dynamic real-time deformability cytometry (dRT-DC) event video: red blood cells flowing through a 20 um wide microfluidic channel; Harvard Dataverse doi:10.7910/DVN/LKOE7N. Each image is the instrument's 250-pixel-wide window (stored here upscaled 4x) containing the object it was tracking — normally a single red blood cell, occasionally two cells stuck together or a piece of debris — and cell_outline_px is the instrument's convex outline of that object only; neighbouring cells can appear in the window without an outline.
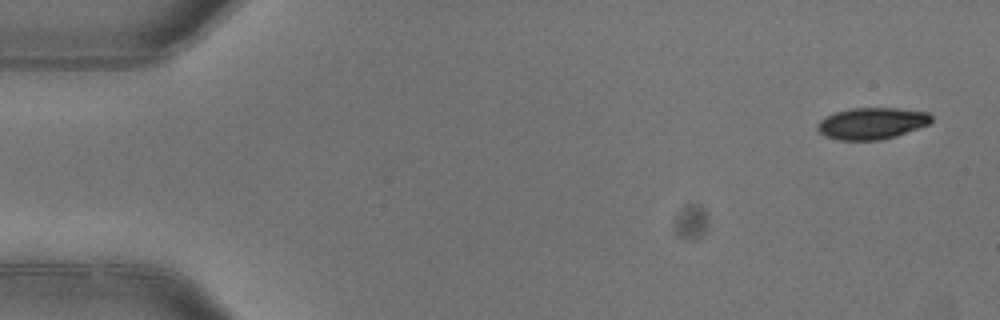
{"species": "common noctule bat (a hibernating species)", "species_latin": "Nyctalus noctula", "temperature_condition": "warm", "stored_images_in_passage": 7, "camera_frame_rate_fps": 3000, "um_per_image_px": 0.085, "animal": {"sex": "female"}, "frame": {"image": 1, "passage_image": 1, "time_ms": 0.0, "image_size_px": [1000, 320], "cell_outline_px": [[932, 120], [928, 124], [896, 136], [880, 140], [840, 140], [824, 136], [816, 128], [816, 124], [820, 120], [836, 112], [852, 108], [900, 108], [928, 112], [932, 116]], "centroid_in_image_um": [74.1, 10.48], "position_along_channel_um": 10.9, "area_um2": 20.92}}
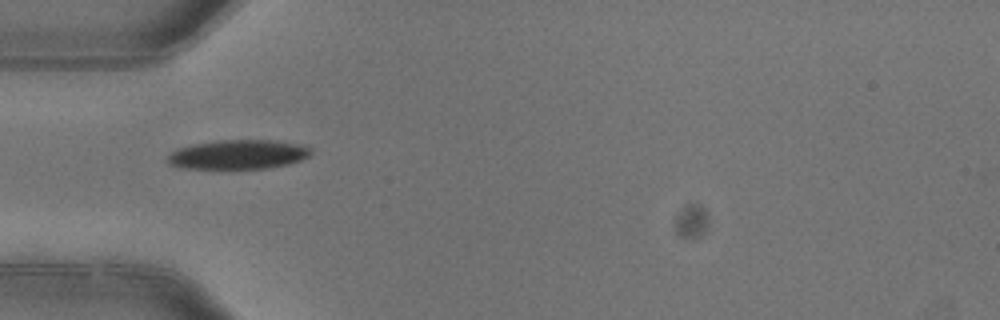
{"frame": {"image": 2, "passage_image": 4, "time_ms": 1.0, "image_size_px": [1000, 320], "cell_outline_px": [[312, 152], [308, 156], [300, 160], [288, 164], [268, 168], [232, 172], [180, 168], [168, 164], [168, 156], [172, 152], [180, 148], [196, 144], [220, 140], [272, 140], [300, 144], [312, 148]], "centroid_in_image_um": [20.23, 13.19], "position_along_channel_um": 64.8, "area_um2": 25.49}}